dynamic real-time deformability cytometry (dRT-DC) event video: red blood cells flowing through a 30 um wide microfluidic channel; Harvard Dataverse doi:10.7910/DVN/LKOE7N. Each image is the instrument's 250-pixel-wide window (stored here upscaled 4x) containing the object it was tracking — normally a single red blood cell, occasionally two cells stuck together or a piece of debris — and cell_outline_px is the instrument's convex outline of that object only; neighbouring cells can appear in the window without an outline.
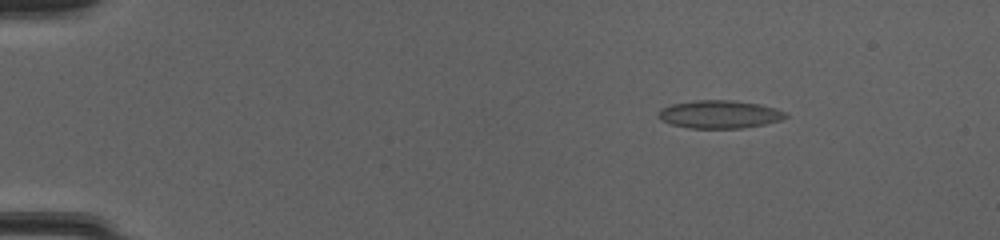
{"species": "common noctule bat (a hibernating species)", "species_latin": "Nyctalus noctula", "temperature_condition": "cold", "stored_images_in_passage": 52, "camera_frame_rate_fps": 3000, "um_per_image_px": 0.085, "animal": {"sex": "female", "body_mass_g": 20.0, "forearm_length_mm": 54.0}, "frame": {"image": 1, "passage_image": 8, "time_ms": 2.333, "image_size_px": [1000, 240], "cell_outline_px": [[788, 116], [780, 120], [764, 124], [744, 128], [688, 128], [672, 124], [660, 120], [656, 116], [656, 112], [660, 108], [672, 104], [696, 100], [732, 100], [760, 104], [776, 108], [788, 112]], "centroid_in_image_um": [61.14, 9.71], "position_along_channel_um": 23.9, "area_um2": 20.98}}
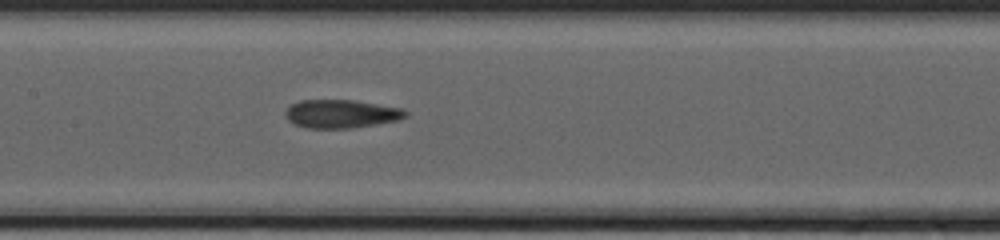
{"frame": {"image": 2, "passage_image": 27, "time_ms": 8.667, "image_size_px": [1000, 240], "cell_outline_px": [[408, 116], [400, 120], [352, 128], [304, 128], [292, 124], [288, 120], [284, 112], [292, 104], [300, 100], [356, 100], [404, 108], [408, 112]], "centroid_in_image_um": [29.03, 9.68], "position_along_channel_um": 178.4, "area_um2": 20.17}}
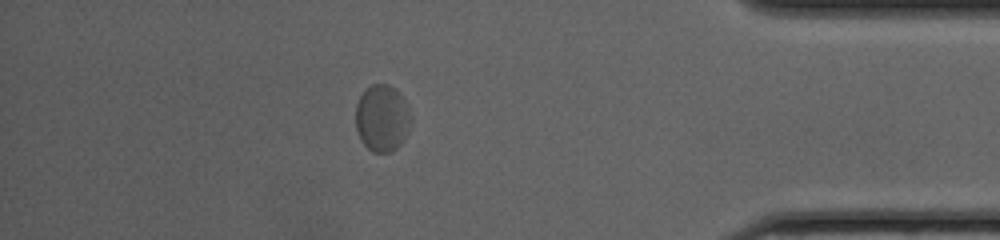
{"frame": {"image": 3, "passage_image": 46, "time_ms": 15.0, "image_size_px": [1000, 240], "cell_outline_px": [[412, 124], [404, 140], [392, 152], [372, 152], [360, 140], [356, 128], [356, 104], [360, 96], [372, 84], [388, 84], [396, 88], [404, 100], [412, 116]], "centroid_in_image_um": [32.5, 10.06], "position_along_channel_um": 402.7, "area_um2": 21.73}, "authors_computed_cell_mechanics": {"area_um2": 20.4323, "velocity_mm_per_s": 4.057, "shape_relaxation_time_tau1_ms": 8.5733, "shape_relaxation_time_tau2_ms": 0.7918, "deformation_change_tau1": 0.0939, "deformation_change_tau2": 0.0508}}